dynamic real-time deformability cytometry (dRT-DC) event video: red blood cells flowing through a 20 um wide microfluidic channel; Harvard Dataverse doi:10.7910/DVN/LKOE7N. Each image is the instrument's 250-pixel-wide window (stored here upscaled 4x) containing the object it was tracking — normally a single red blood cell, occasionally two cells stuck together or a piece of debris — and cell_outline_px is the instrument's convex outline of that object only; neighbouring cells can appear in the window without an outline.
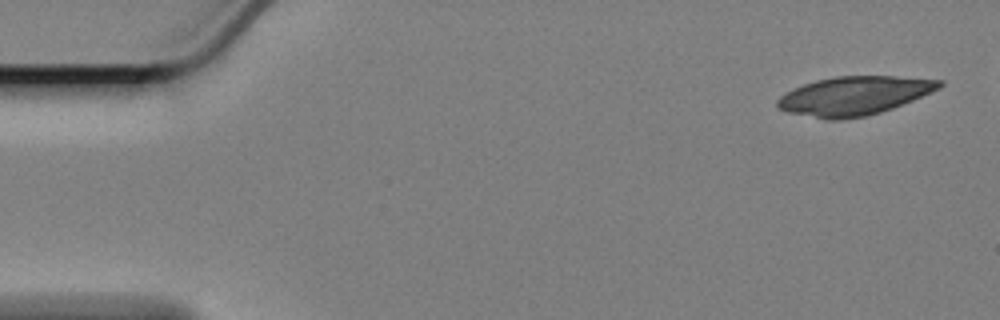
{"species": "Egyptian fruit bat (a non-hibernating species)", "species_latin": "Rousettus aegyptiacus", "temperature_condition": "cold", "stored_images_in_passage": 8, "camera_frame_rate_fps": 3000, "um_per_image_px": 0.085, "animal": {"sex": "female"}, "frame": {"image": 1, "passage_image": 1, "time_ms": 0.0, "image_size_px": [1000, 320], "cell_outline_px": [[944, 84], [940, 88], [932, 92], [892, 108], [880, 112], [864, 116], [840, 120], [828, 120], [788, 112], [776, 108], [776, 100], [780, 96], [792, 88], [816, 80], [836, 76], [892, 76], [944, 80]], "centroid_in_image_um": [72.57, 8.14], "position_along_channel_um": 12.4, "area_um2": 36.53}}